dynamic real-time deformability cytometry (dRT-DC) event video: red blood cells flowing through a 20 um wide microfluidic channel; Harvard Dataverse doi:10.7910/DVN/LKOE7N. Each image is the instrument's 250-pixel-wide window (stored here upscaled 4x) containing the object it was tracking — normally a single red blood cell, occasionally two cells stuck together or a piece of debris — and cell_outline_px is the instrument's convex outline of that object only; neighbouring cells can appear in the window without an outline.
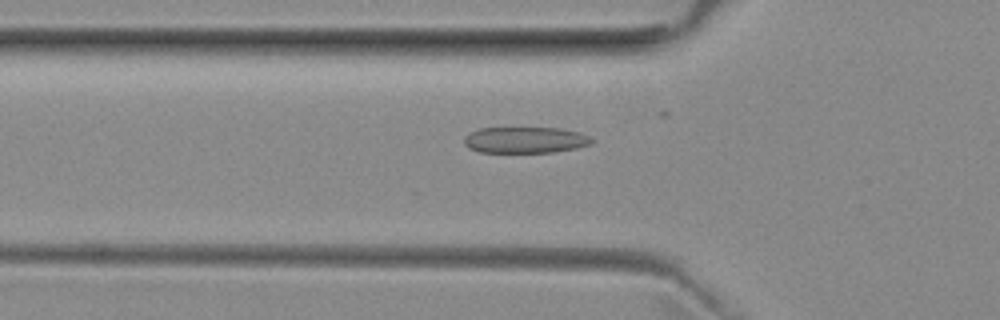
{"species": "common noctule bat (a hibernating species)", "species_latin": "Nyctalus noctula", "temperature_condition": "room temperature", "stored_images_in_passage": 40, "camera_frame_rate_fps": 3000, "um_per_image_px": 0.085, "animal": {"sex": "female", "body_mass_g": 29.2, "forearm_length_mm": 56.3}, "frame": {"image": 1, "passage_image": 17, "time_ms": 5.333, "image_size_px": [1000, 320], "cell_outline_px": [[596, 140], [592, 144], [576, 148], [552, 152], [480, 152], [468, 148], [464, 144], [464, 136], [480, 128], [564, 128], [580, 132]], "centroid_in_image_um": [44.68, 11.89], "position_along_channel_um": 81.1, "area_um2": 19.59}}
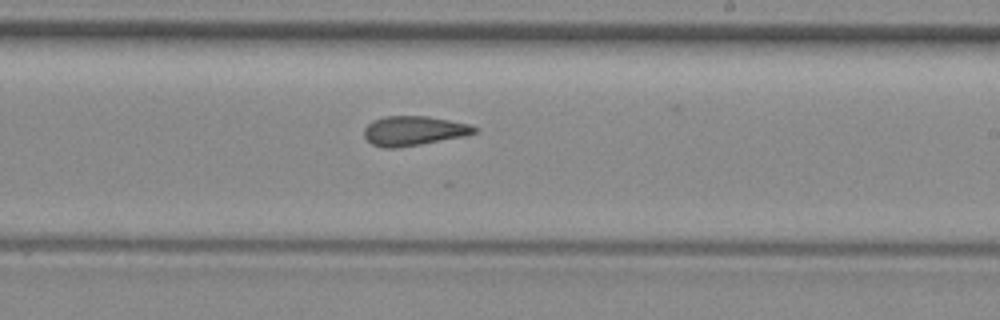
{"frame": {"image": 2, "passage_image": 30, "time_ms": 9.667, "image_size_px": [1000, 320], "cell_outline_px": [[480, 128], [476, 132], [464, 136], [420, 144], [396, 148], [384, 148], [372, 144], [364, 136], [364, 128], [372, 120], [384, 116], [428, 116], [472, 124]], "centroid_in_image_um": [35.18, 11.1], "position_along_channel_um": 253.8, "area_um2": 19.07}}
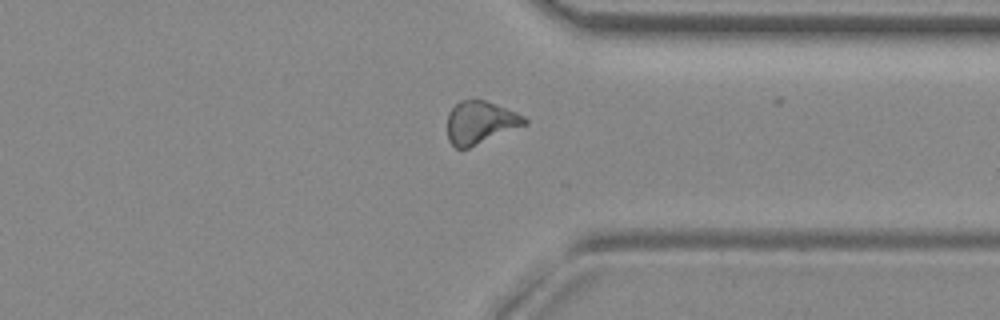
{"frame": {"image": 3, "passage_image": 39, "time_ms": 12.667, "image_size_px": [1000, 320], "cell_outline_px": [[528, 124], [468, 148], [456, 148], [448, 140], [448, 112], [460, 100], [484, 100], [496, 104], [516, 112], [524, 116], [528, 120]], "centroid_in_image_um": [40.83, 10.41], "position_along_channel_um": 370.6, "area_um2": 19.13}}